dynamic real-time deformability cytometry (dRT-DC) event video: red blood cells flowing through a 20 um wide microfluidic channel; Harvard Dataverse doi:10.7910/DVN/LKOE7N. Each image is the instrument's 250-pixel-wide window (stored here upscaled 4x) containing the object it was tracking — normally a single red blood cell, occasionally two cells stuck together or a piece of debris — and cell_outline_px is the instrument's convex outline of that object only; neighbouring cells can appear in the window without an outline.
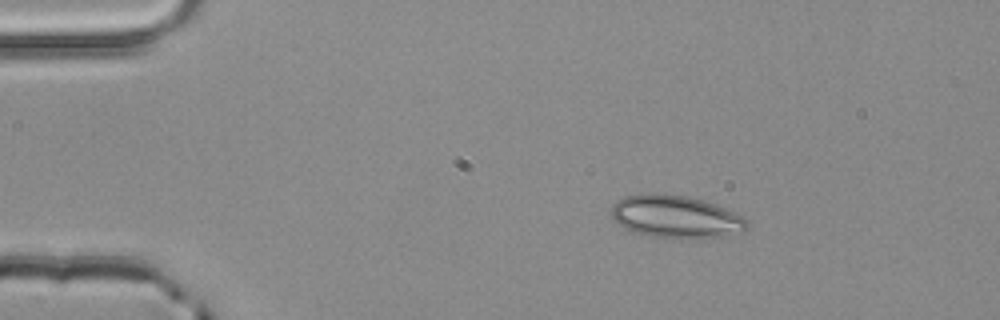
{"species": "common noctule bat (a hibernating species)", "species_latin": "Nyctalus noctula", "temperature_condition": "room temperature", "stored_images_in_passage": 2, "camera_frame_rate_fps": 3000, "um_per_image_px": 0.085, "animal": {"sex": "male", "body_mass_g": 20.4}, "frame": {"image": 1, "passage_image": 1, "time_ms": 0.0, "image_size_px": [1000, 320], "cell_outline_px": [[748, 228], [740, 232], [724, 236], [652, 236], [632, 232], [616, 224], [612, 216], [612, 204], [616, 200], [624, 196], [648, 192], [656, 192], [684, 196], [704, 200], [716, 204], [748, 220]], "centroid_in_image_um": [57.36, 18.37], "position_along_channel_um": 27.6, "area_um2": 33.23}}